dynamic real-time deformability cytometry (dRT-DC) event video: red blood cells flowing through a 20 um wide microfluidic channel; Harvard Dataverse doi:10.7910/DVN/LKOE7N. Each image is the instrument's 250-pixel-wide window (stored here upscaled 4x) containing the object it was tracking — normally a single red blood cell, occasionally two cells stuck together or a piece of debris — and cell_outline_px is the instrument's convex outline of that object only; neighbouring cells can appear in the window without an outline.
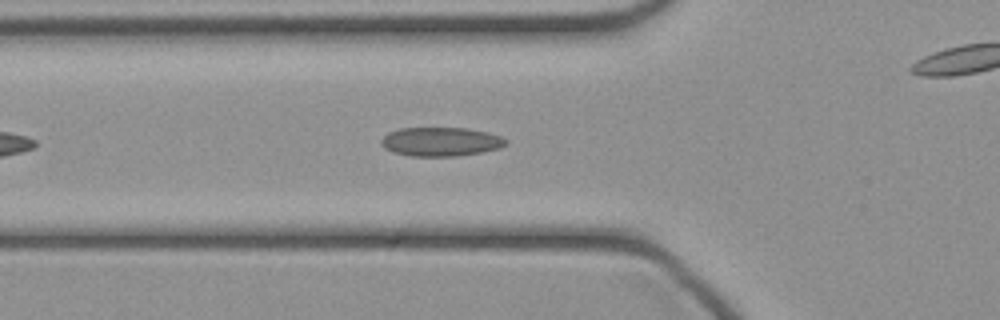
{"species": "common noctule bat (a hibernating species)", "species_latin": "Nyctalus noctula", "temperature_condition": "cold", "stored_images_in_passage": 16, "camera_frame_rate_fps": 3000, "um_per_image_px": 0.085, "animal": {"sex": "female", "body_mass_g": 21.9}, "frame": {"image": 1, "passage_image": 7, "time_ms": 2.0, "image_size_px": [1000, 320], "cell_outline_px": [[508, 144], [500, 148], [484, 152], [456, 156], [412, 156], [392, 152], [384, 148], [380, 144], [380, 140], [388, 132], [400, 128], [468, 128], [488, 132], [500, 136], [508, 140]], "centroid_in_image_um": [37.48, 12.04], "position_along_channel_um": 88.3, "area_um2": 21.27}}
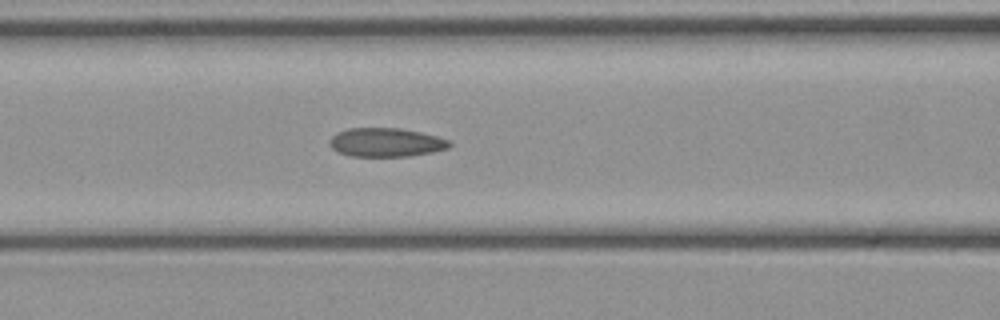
{"frame": {"image": 2, "passage_image": 10, "time_ms": 3.0, "image_size_px": [1000, 320], "cell_outline_px": [[452, 144], [448, 148], [432, 152], [408, 156], [352, 156], [340, 152], [332, 148], [328, 144], [328, 140], [336, 132], [348, 128], [400, 128], [420, 132], [452, 140]], "centroid_in_image_um": [32.81, 12.09], "position_along_channel_um": 133.8, "area_um2": 20.17}}